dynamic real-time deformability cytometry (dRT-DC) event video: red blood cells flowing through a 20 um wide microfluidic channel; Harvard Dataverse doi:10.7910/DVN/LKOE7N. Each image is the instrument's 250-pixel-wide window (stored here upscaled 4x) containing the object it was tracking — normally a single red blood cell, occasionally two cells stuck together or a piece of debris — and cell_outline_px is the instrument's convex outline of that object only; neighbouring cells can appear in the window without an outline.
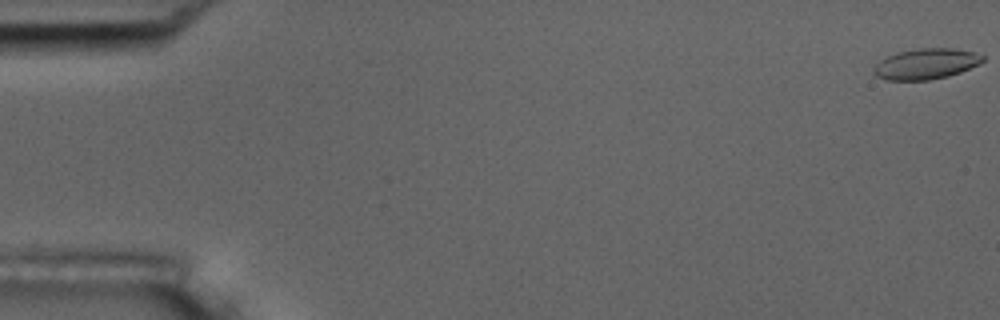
{"species": "common noctule bat (a hibernating species)", "species_latin": "Nyctalus noctula", "temperature_condition": "room temperature", "stored_images_in_passage": 56, "camera_frame_rate_fps": 3000, "um_per_image_px": 0.085, "animal": {"sex": "male", "body_mass_g": 17.5, "forearm_length_mm": 52.3}, "frame": {"image": 1, "passage_image": 1, "time_ms": 0.0, "image_size_px": [1000, 320], "cell_outline_px": [[984, 60], [980, 64], [960, 72], [948, 76], [928, 80], [888, 80], [876, 76], [872, 72], [872, 68], [880, 60], [896, 52], [920, 48], [952, 48], [972, 52], [984, 56]], "centroid_in_image_um": [78.68, 5.43], "position_along_channel_um": 6.3, "area_um2": 19.48}}
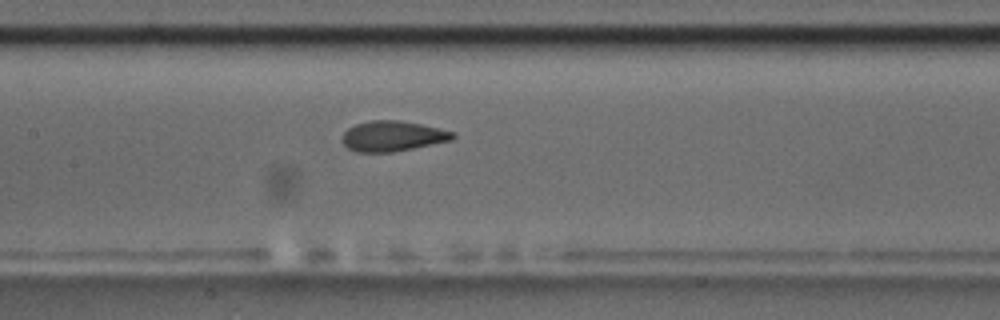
{"frame": {"image": 2, "passage_image": 27, "time_ms": 8.667, "image_size_px": [1000, 320], "cell_outline_px": [[456, 136], [452, 140], [392, 152], [356, 152], [348, 148], [340, 140], [344, 132], [348, 128], [356, 124], [372, 120], [400, 120], [420, 124], [456, 132]], "centroid_in_image_um": [33.36, 11.57], "position_along_channel_um": 174.0, "area_um2": 19.54}}
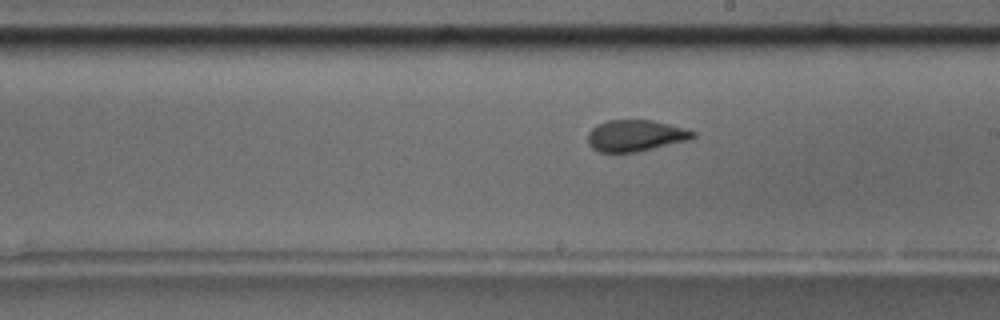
{"frame": {"image": 3, "passage_image": 32, "time_ms": 10.333, "image_size_px": [1000, 320], "cell_outline_px": [[696, 136], [688, 140], [636, 152], [600, 152], [592, 148], [588, 144], [588, 132], [596, 124], [608, 120], [652, 120], [684, 128], [696, 132]], "centroid_in_image_um": [53.99, 11.52], "position_along_channel_um": 235.0, "area_um2": 19.19}, "authors_computed_cell_mechanics": {"area_um2": 19.9699, "velocity_mm_per_s": 3.6808, "shape_relaxation_time_tau1_ms": 6.0032, "shape_relaxation_time_tau2_ms": 0.8743, "deformation_change_tau1": 0.1796, "deformation_change_tau2": 0.0697}}